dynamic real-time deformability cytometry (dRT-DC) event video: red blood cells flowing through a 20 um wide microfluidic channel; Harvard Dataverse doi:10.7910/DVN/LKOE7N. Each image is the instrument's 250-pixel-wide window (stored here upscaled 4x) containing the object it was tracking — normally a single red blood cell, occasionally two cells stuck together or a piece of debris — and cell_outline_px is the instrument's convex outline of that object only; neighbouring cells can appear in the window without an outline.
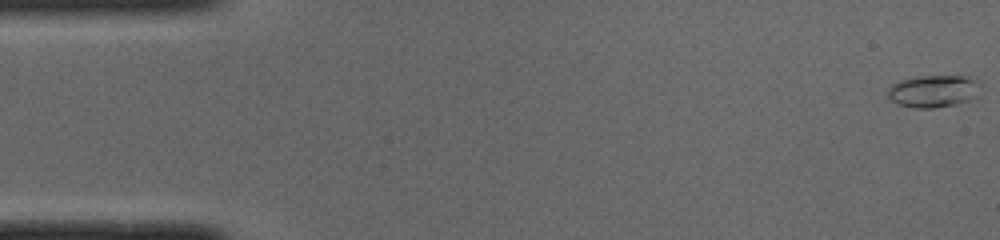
{"species": "common noctule bat (a hibernating species)", "species_latin": "Nyctalus noctula", "temperature_condition": "cold", "stored_images_in_passage": 49, "camera_frame_rate_fps": 3000, "um_per_image_px": 0.085, "animal": {"sex": "male", "body_mass_g": 19.0, "forearm_length_mm": 50.8}, "frame": {"image": 1, "passage_image": 1, "time_ms": 0.0, "image_size_px": [1000, 240], "cell_outline_px": [[984, 84], [968, 100], [956, 104], [936, 108], [916, 108], [900, 104], [892, 100], [888, 96], [888, 88], [892, 84], [900, 80], [916, 76], [968, 76], [980, 80]], "centroid_in_image_um": [79.36, 7.72], "position_along_channel_um": 5.6, "area_um2": 17.46}}
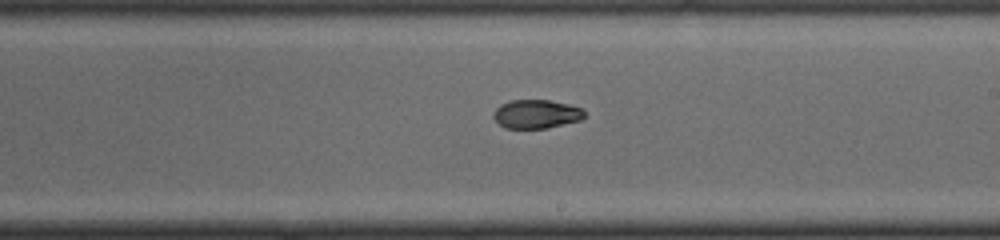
{"frame": {"image": 2, "passage_image": 29, "time_ms": 9.333, "image_size_px": [1000, 240], "cell_outline_px": [[584, 116], [580, 120], [544, 128], [504, 128], [492, 116], [492, 112], [500, 104], [512, 100], [548, 100], [568, 104], [584, 108]], "centroid_in_image_um": [45.56, 9.68], "position_along_channel_um": 243.4, "area_um2": 15.14}}
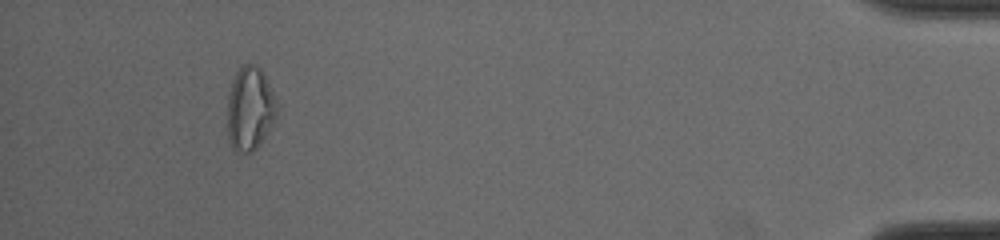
{"frame": {"image": 3, "passage_image": 47, "time_ms": 15.333, "image_size_px": [1000, 240], "cell_outline_px": [[280, 104], [276, 116], [272, 124], [260, 144], [252, 152], [236, 152], [232, 148], [228, 140], [228, 92], [232, 80], [240, 64], [256, 64], [264, 72]], "centroid_in_image_um": [21.27, 9.19], "position_along_channel_um": 413.9, "area_um2": 24.74}, "authors_computed_cell_mechanics": {"area_um2": 16.0106, "velocity_mm_per_s": 4.0014, "shape_relaxation_time_tau1_ms": 8.2781, "shape_relaxation_time_tau2_ms": 4.0852, "deformation_change_tau1": 0.2199, "deformation_change_tau2": 0.0771}}